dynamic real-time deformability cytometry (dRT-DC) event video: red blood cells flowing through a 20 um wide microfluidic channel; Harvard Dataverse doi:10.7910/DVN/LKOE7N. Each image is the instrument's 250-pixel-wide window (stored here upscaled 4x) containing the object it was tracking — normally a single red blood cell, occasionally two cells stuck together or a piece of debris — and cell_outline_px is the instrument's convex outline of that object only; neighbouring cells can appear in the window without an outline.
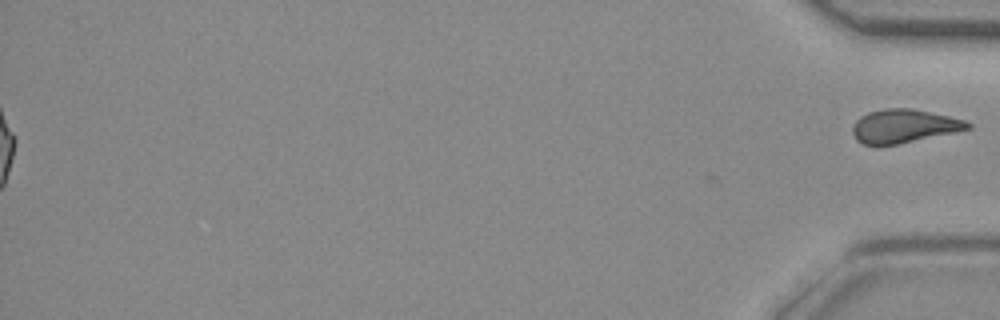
{"species": "common noctule bat (a hibernating species)", "species_latin": "Nyctalus noctula", "temperature_condition": "room temperature", "stored_images_in_passage": 33, "segment_of_instrument_passage": [2, 2], "camera_frame_rate_fps": 3000, "um_per_image_px": 0.085, "animal": {"sex": "female", "body_mass_g": 29.2, "forearm_length_mm": 56.3}, "frame": {"image": 1, "passage_image": 33, "time_ms": 10.667, "image_size_px": [1000, 320], "cell_outline_px": [[972, 128], [896, 144], [864, 144], [856, 140], [852, 132], [852, 128], [856, 120], [860, 116], [868, 112], [888, 108], [912, 108], [948, 116], [964, 120], [972, 124]], "centroid_in_image_um": [76.81, 10.7], "position_along_channel_um": 358.4, "area_um2": 22.08}}